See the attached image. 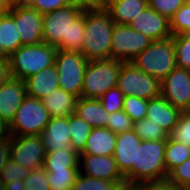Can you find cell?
<instances>
[{
	"label": "cell",
	"mask_w": 190,
	"mask_h": 190,
	"mask_svg": "<svg viewBox=\"0 0 190 190\" xmlns=\"http://www.w3.org/2000/svg\"><path fill=\"white\" fill-rule=\"evenodd\" d=\"M11 77L9 63H0V87Z\"/></svg>",
	"instance_id": "cell-48"
},
{
	"label": "cell",
	"mask_w": 190,
	"mask_h": 190,
	"mask_svg": "<svg viewBox=\"0 0 190 190\" xmlns=\"http://www.w3.org/2000/svg\"><path fill=\"white\" fill-rule=\"evenodd\" d=\"M11 137L10 124L0 117V141H10Z\"/></svg>",
	"instance_id": "cell-47"
},
{
	"label": "cell",
	"mask_w": 190,
	"mask_h": 190,
	"mask_svg": "<svg viewBox=\"0 0 190 190\" xmlns=\"http://www.w3.org/2000/svg\"><path fill=\"white\" fill-rule=\"evenodd\" d=\"M99 100L109 114L123 110L124 94L117 86L109 89Z\"/></svg>",
	"instance_id": "cell-37"
},
{
	"label": "cell",
	"mask_w": 190,
	"mask_h": 190,
	"mask_svg": "<svg viewBox=\"0 0 190 190\" xmlns=\"http://www.w3.org/2000/svg\"><path fill=\"white\" fill-rule=\"evenodd\" d=\"M68 117L51 118L41 134L45 152L71 148Z\"/></svg>",
	"instance_id": "cell-18"
},
{
	"label": "cell",
	"mask_w": 190,
	"mask_h": 190,
	"mask_svg": "<svg viewBox=\"0 0 190 190\" xmlns=\"http://www.w3.org/2000/svg\"><path fill=\"white\" fill-rule=\"evenodd\" d=\"M70 126V143L71 148L79 155L83 152L89 134L92 131V126L86 121L79 118L76 114H72L68 117Z\"/></svg>",
	"instance_id": "cell-27"
},
{
	"label": "cell",
	"mask_w": 190,
	"mask_h": 190,
	"mask_svg": "<svg viewBox=\"0 0 190 190\" xmlns=\"http://www.w3.org/2000/svg\"><path fill=\"white\" fill-rule=\"evenodd\" d=\"M10 159L9 141H0V174Z\"/></svg>",
	"instance_id": "cell-46"
},
{
	"label": "cell",
	"mask_w": 190,
	"mask_h": 190,
	"mask_svg": "<svg viewBox=\"0 0 190 190\" xmlns=\"http://www.w3.org/2000/svg\"><path fill=\"white\" fill-rule=\"evenodd\" d=\"M25 190H51L47 180V172L42 167L31 170V173L23 180Z\"/></svg>",
	"instance_id": "cell-39"
},
{
	"label": "cell",
	"mask_w": 190,
	"mask_h": 190,
	"mask_svg": "<svg viewBox=\"0 0 190 190\" xmlns=\"http://www.w3.org/2000/svg\"><path fill=\"white\" fill-rule=\"evenodd\" d=\"M143 190H181L173 182L168 179L160 181L143 182Z\"/></svg>",
	"instance_id": "cell-44"
},
{
	"label": "cell",
	"mask_w": 190,
	"mask_h": 190,
	"mask_svg": "<svg viewBox=\"0 0 190 190\" xmlns=\"http://www.w3.org/2000/svg\"><path fill=\"white\" fill-rule=\"evenodd\" d=\"M75 114L86 121L92 128H105L109 113L104 109L99 99L80 97L77 101Z\"/></svg>",
	"instance_id": "cell-24"
},
{
	"label": "cell",
	"mask_w": 190,
	"mask_h": 190,
	"mask_svg": "<svg viewBox=\"0 0 190 190\" xmlns=\"http://www.w3.org/2000/svg\"><path fill=\"white\" fill-rule=\"evenodd\" d=\"M82 12V9L70 4L43 14V42L62 50V40H68L70 24Z\"/></svg>",
	"instance_id": "cell-10"
},
{
	"label": "cell",
	"mask_w": 190,
	"mask_h": 190,
	"mask_svg": "<svg viewBox=\"0 0 190 190\" xmlns=\"http://www.w3.org/2000/svg\"><path fill=\"white\" fill-rule=\"evenodd\" d=\"M188 0H147L148 6L169 20Z\"/></svg>",
	"instance_id": "cell-41"
},
{
	"label": "cell",
	"mask_w": 190,
	"mask_h": 190,
	"mask_svg": "<svg viewBox=\"0 0 190 190\" xmlns=\"http://www.w3.org/2000/svg\"><path fill=\"white\" fill-rule=\"evenodd\" d=\"M181 114V110L172 106L162 96L148 100L146 118L160 125L168 134L179 122Z\"/></svg>",
	"instance_id": "cell-19"
},
{
	"label": "cell",
	"mask_w": 190,
	"mask_h": 190,
	"mask_svg": "<svg viewBox=\"0 0 190 190\" xmlns=\"http://www.w3.org/2000/svg\"><path fill=\"white\" fill-rule=\"evenodd\" d=\"M24 0H13V2H23Z\"/></svg>",
	"instance_id": "cell-55"
},
{
	"label": "cell",
	"mask_w": 190,
	"mask_h": 190,
	"mask_svg": "<svg viewBox=\"0 0 190 190\" xmlns=\"http://www.w3.org/2000/svg\"><path fill=\"white\" fill-rule=\"evenodd\" d=\"M131 63L161 82L177 67L174 36L153 41Z\"/></svg>",
	"instance_id": "cell-3"
},
{
	"label": "cell",
	"mask_w": 190,
	"mask_h": 190,
	"mask_svg": "<svg viewBox=\"0 0 190 190\" xmlns=\"http://www.w3.org/2000/svg\"><path fill=\"white\" fill-rule=\"evenodd\" d=\"M56 67L50 66L25 79L27 96L43 99L59 88Z\"/></svg>",
	"instance_id": "cell-21"
},
{
	"label": "cell",
	"mask_w": 190,
	"mask_h": 190,
	"mask_svg": "<svg viewBox=\"0 0 190 190\" xmlns=\"http://www.w3.org/2000/svg\"><path fill=\"white\" fill-rule=\"evenodd\" d=\"M88 62L80 51L57 49L54 65L59 78V88L80 98Z\"/></svg>",
	"instance_id": "cell-6"
},
{
	"label": "cell",
	"mask_w": 190,
	"mask_h": 190,
	"mask_svg": "<svg viewBox=\"0 0 190 190\" xmlns=\"http://www.w3.org/2000/svg\"><path fill=\"white\" fill-rule=\"evenodd\" d=\"M81 165H83V167ZM79 166H81L79 167L80 173L88 177L108 181H125V177L120 172L113 155L80 154Z\"/></svg>",
	"instance_id": "cell-15"
},
{
	"label": "cell",
	"mask_w": 190,
	"mask_h": 190,
	"mask_svg": "<svg viewBox=\"0 0 190 190\" xmlns=\"http://www.w3.org/2000/svg\"><path fill=\"white\" fill-rule=\"evenodd\" d=\"M117 135L108 128H92L86 146L81 154L112 156Z\"/></svg>",
	"instance_id": "cell-23"
},
{
	"label": "cell",
	"mask_w": 190,
	"mask_h": 190,
	"mask_svg": "<svg viewBox=\"0 0 190 190\" xmlns=\"http://www.w3.org/2000/svg\"><path fill=\"white\" fill-rule=\"evenodd\" d=\"M0 46L9 56L23 46L14 19L9 13L0 16Z\"/></svg>",
	"instance_id": "cell-25"
},
{
	"label": "cell",
	"mask_w": 190,
	"mask_h": 190,
	"mask_svg": "<svg viewBox=\"0 0 190 190\" xmlns=\"http://www.w3.org/2000/svg\"><path fill=\"white\" fill-rule=\"evenodd\" d=\"M31 170L23 167L21 164L9 159L4 166L0 177L4 183H11L16 180H24Z\"/></svg>",
	"instance_id": "cell-40"
},
{
	"label": "cell",
	"mask_w": 190,
	"mask_h": 190,
	"mask_svg": "<svg viewBox=\"0 0 190 190\" xmlns=\"http://www.w3.org/2000/svg\"><path fill=\"white\" fill-rule=\"evenodd\" d=\"M79 167V154L72 148L58 149L46 153L43 164L45 170H60Z\"/></svg>",
	"instance_id": "cell-26"
},
{
	"label": "cell",
	"mask_w": 190,
	"mask_h": 190,
	"mask_svg": "<svg viewBox=\"0 0 190 190\" xmlns=\"http://www.w3.org/2000/svg\"><path fill=\"white\" fill-rule=\"evenodd\" d=\"M10 159L30 170L43 167L46 152L41 135H12Z\"/></svg>",
	"instance_id": "cell-12"
},
{
	"label": "cell",
	"mask_w": 190,
	"mask_h": 190,
	"mask_svg": "<svg viewBox=\"0 0 190 190\" xmlns=\"http://www.w3.org/2000/svg\"><path fill=\"white\" fill-rule=\"evenodd\" d=\"M107 119L106 128L116 135L133 130L134 122L123 110L113 112Z\"/></svg>",
	"instance_id": "cell-36"
},
{
	"label": "cell",
	"mask_w": 190,
	"mask_h": 190,
	"mask_svg": "<svg viewBox=\"0 0 190 190\" xmlns=\"http://www.w3.org/2000/svg\"><path fill=\"white\" fill-rule=\"evenodd\" d=\"M177 67L190 70V33L174 36Z\"/></svg>",
	"instance_id": "cell-35"
},
{
	"label": "cell",
	"mask_w": 190,
	"mask_h": 190,
	"mask_svg": "<svg viewBox=\"0 0 190 190\" xmlns=\"http://www.w3.org/2000/svg\"><path fill=\"white\" fill-rule=\"evenodd\" d=\"M161 96L182 112L190 106V70L174 68L161 81Z\"/></svg>",
	"instance_id": "cell-13"
},
{
	"label": "cell",
	"mask_w": 190,
	"mask_h": 190,
	"mask_svg": "<svg viewBox=\"0 0 190 190\" xmlns=\"http://www.w3.org/2000/svg\"><path fill=\"white\" fill-rule=\"evenodd\" d=\"M57 48L44 42L19 47L9 56L11 77L25 80L54 66Z\"/></svg>",
	"instance_id": "cell-2"
},
{
	"label": "cell",
	"mask_w": 190,
	"mask_h": 190,
	"mask_svg": "<svg viewBox=\"0 0 190 190\" xmlns=\"http://www.w3.org/2000/svg\"><path fill=\"white\" fill-rule=\"evenodd\" d=\"M124 63L111 58L89 61L84 73L81 97L99 99L109 89L116 87Z\"/></svg>",
	"instance_id": "cell-4"
},
{
	"label": "cell",
	"mask_w": 190,
	"mask_h": 190,
	"mask_svg": "<svg viewBox=\"0 0 190 190\" xmlns=\"http://www.w3.org/2000/svg\"><path fill=\"white\" fill-rule=\"evenodd\" d=\"M0 190H5V183L2 181L0 177Z\"/></svg>",
	"instance_id": "cell-53"
},
{
	"label": "cell",
	"mask_w": 190,
	"mask_h": 190,
	"mask_svg": "<svg viewBox=\"0 0 190 190\" xmlns=\"http://www.w3.org/2000/svg\"><path fill=\"white\" fill-rule=\"evenodd\" d=\"M26 96L25 82L10 77L0 87V117L10 124Z\"/></svg>",
	"instance_id": "cell-17"
},
{
	"label": "cell",
	"mask_w": 190,
	"mask_h": 190,
	"mask_svg": "<svg viewBox=\"0 0 190 190\" xmlns=\"http://www.w3.org/2000/svg\"><path fill=\"white\" fill-rule=\"evenodd\" d=\"M12 3L13 0H0V16L9 12Z\"/></svg>",
	"instance_id": "cell-50"
},
{
	"label": "cell",
	"mask_w": 190,
	"mask_h": 190,
	"mask_svg": "<svg viewBox=\"0 0 190 190\" xmlns=\"http://www.w3.org/2000/svg\"><path fill=\"white\" fill-rule=\"evenodd\" d=\"M0 63H9V55L0 46Z\"/></svg>",
	"instance_id": "cell-52"
},
{
	"label": "cell",
	"mask_w": 190,
	"mask_h": 190,
	"mask_svg": "<svg viewBox=\"0 0 190 190\" xmlns=\"http://www.w3.org/2000/svg\"><path fill=\"white\" fill-rule=\"evenodd\" d=\"M169 137L177 142L190 147V113L182 112L179 122L169 134Z\"/></svg>",
	"instance_id": "cell-38"
},
{
	"label": "cell",
	"mask_w": 190,
	"mask_h": 190,
	"mask_svg": "<svg viewBox=\"0 0 190 190\" xmlns=\"http://www.w3.org/2000/svg\"><path fill=\"white\" fill-rule=\"evenodd\" d=\"M165 148L166 140H144L137 146L136 183L167 179Z\"/></svg>",
	"instance_id": "cell-5"
},
{
	"label": "cell",
	"mask_w": 190,
	"mask_h": 190,
	"mask_svg": "<svg viewBox=\"0 0 190 190\" xmlns=\"http://www.w3.org/2000/svg\"><path fill=\"white\" fill-rule=\"evenodd\" d=\"M129 26L143 33L153 41L172 36L170 31V20L166 16L160 15L149 6L135 17Z\"/></svg>",
	"instance_id": "cell-16"
},
{
	"label": "cell",
	"mask_w": 190,
	"mask_h": 190,
	"mask_svg": "<svg viewBox=\"0 0 190 190\" xmlns=\"http://www.w3.org/2000/svg\"><path fill=\"white\" fill-rule=\"evenodd\" d=\"M23 2L41 14L52 12L71 4L70 0H24Z\"/></svg>",
	"instance_id": "cell-43"
},
{
	"label": "cell",
	"mask_w": 190,
	"mask_h": 190,
	"mask_svg": "<svg viewBox=\"0 0 190 190\" xmlns=\"http://www.w3.org/2000/svg\"><path fill=\"white\" fill-rule=\"evenodd\" d=\"M71 5L82 10H97L104 8L105 0H70Z\"/></svg>",
	"instance_id": "cell-45"
},
{
	"label": "cell",
	"mask_w": 190,
	"mask_h": 190,
	"mask_svg": "<svg viewBox=\"0 0 190 190\" xmlns=\"http://www.w3.org/2000/svg\"><path fill=\"white\" fill-rule=\"evenodd\" d=\"M79 97L57 88L50 95L42 99L44 107L48 110L51 118L69 117L75 114Z\"/></svg>",
	"instance_id": "cell-22"
},
{
	"label": "cell",
	"mask_w": 190,
	"mask_h": 190,
	"mask_svg": "<svg viewBox=\"0 0 190 190\" xmlns=\"http://www.w3.org/2000/svg\"><path fill=\"white\" fill-rule=\"evenodd\" d=\"M152 42V39L129 25L115 24L111 37L110 58L125 63L131 62Z\"/></svg>",
	"instance_id": "cell-9"
},
{
	"label": "cell",
	"mask_w": 190,
	"mask_h": 190,
	"mask_svg": "<svg viewBox=\"0 0 190 190\" xmlns=\"http://www.w3.org/2000/svg\"><path fill=\"white\" fill-rule=\"evenodd\" d=\"M167 179L180 188L190 185V158L173 168L168 173Z\"/></svg>",
	"instance_id": "cell-42"
},
{
	"label": "cell",
	"mask_w": 190,
	"mask_h": 190,
	"mask_svg": "<svg viewBox=\"0 0 190 190\" xmlns=\"http://www.w3.org/2000/svg\"><path fill=\"white\" fill-rule=\"evenodd\" d=\"M122 190H143V182L142 183H128V182H126L123 185Z\"/></svg>",
	"instance_id": "cell-51"
},
{
	"label": "cell",
	"mask_w": 190,
	"mask_h": 190,
	"mask_svg": "<svg viewBox=\"0 0 190 190\" xmlns=\"http://www.w3.org/2000/svg\"><path fill=\"white\" fill-rule=\"evenodd\" d=\"M172 36L190 33V0L170 18Z\"/></svg>",
	"instance_id": "cell-33"
},
{
	"label": "cell",
	"mask_w": 190,
	"mask_h": 190,
	"mask_svg": "<svg viewBox=\"0 0 190 190\" xmlns=\"http://www.w3.org/2000/svg\"><path fill=\"white\" fill-rule=\"evenodd\" d=\"M148 100L136 96H124L123 111L133 122L146 118Z\"/></svg>",
	"instance_id": "cell-34"
},
{
	"label": "cell",
	"mask_w": 190,
	"mask_h": 190,
	"mask_svg": "<svg viewBox=\"0 0 190 190\" xmlns=\"http://www.w3.org/2000/svg\"><path fill=\"white\" fill-rule=\"evenodd\" d=\"M85 10L70 24L68 40H62V50L81 51L84 42Z\"/></svg>",
	"instance_id": "cell-31"
},
{
	"label": "cell",
	"mask_w": 190,
	"mask_h": 190,
	"mask_svg": "<svg viewBox=\"0 0 190 190\" xmlns=\"http://www.w3.org/2000/svg\"><path fill=\"white\" fill-rule=\"evenodd\" d=\"M188 158H190V147L168 137L165 148V166L167 173L176 166L181 165Z\"/></svg>",
	"instance_id": "cell-28"
},
{
	"label": "cell",
	"mask_w": 190,
	"mask_h": 190,
	"mask_svg": "<svg viewBox=\"0 0 190 190\" xmlns=\"http://www.w3.org/2000/svg\"><path fill=\"white\" fill-rule=\"evenodd\" d=\"M147 7V0H105L104 5L114 24L120 25H129Z\"/></svg>",
	"instance_id": "cell-20"
},
{
	"label": "cell",
	"mask_w": 190,
	"mask_h": 190,
	"mask_svg": "<svg viewBox=\"0 0 190 190\" xmlns=\"http://www.w3.org/2000/svg\"><path fill=\"white\" fill-rule=\"evenodd\" d=\"M5 190H25L23 180L12 181L11 183H5Z\"/></svg>",
	"instance_id": "cell-49"
},
{
	"label": "cell",
	"mask_w": 190,
	"mask_h": 190,
	"mask_svg": "<svg viewBox=\"0 0 190 190\" xmlns=\"http://www.w3.org/2000/svg\"><path fill=\"white\" fill-rule=\"evenodd\" d=\"M116 86L124 96H136L146 100L161 96V82L136 68L131 62L123 64Z\"/></svg>",
	"instance_id": "cell-8"
},
{
	"label": "cell",
	"mask_w": 190,
	"mask_h": 190,
	"mask_svg": "<svg viewBox=\"0 0 190 190\" xmlns=\"http://www.w3.org/2000/svg\"><path fill=\"white\" fill-rule=\"evenodd\" d=\"M80 168H65L60 170H46L47 180L51 190H71Z\"/></svg>",
	"instance_id": "cell-29"
},
{
	"label": "cell",
	"mask_w": 190,
	"mask_h": 190,
	"mask_svg": "<svg viewBox=\"0 0 190 190\" xmlns=\"http://www.w3.org/2000/svg\"><path fill=\"white\" fill-rule=\"evenodd\" d=\"M51 116L41 99L26 96L10 123L12 135H41Z\"/></svg>",
	"instance_id": "cell-7"
},
{
	"label": "cell",
	"mask_w": 190,
	"mask_h": 190,
	"mask_svg": "<svg viewBox=\"0 0 190 190\" xmlns=\"http://www.w3.org/2000/svg\"><path fill=\"white\" fill-rule=\"evenodd\" d=\"M126 181H108L79 173L71 190H122Z\"/></svg>",
	"instance_id": "cell-30"
},
{
	"label": "cell",
	"mask_w": 190,
	"mask_h": 190,
	"mask_svg": "<svg viewBox=\"0 0 190 190\" xmlns=\"http://www.w3.org/2000/svg\"><path fill=\"white\" fill-rule=\"evenodd\" d=\"M141 142L142 140L134 130L117 135L113 156L120 172L128 183H136L137 146H140Z\"/></svg>",
	"instance_id": "cell-14"
},
{
	"label": "cell",
	"mask_w": 190,
	"mask_h": 190,
	"mask_svg": "<svg viewBox=\"0 0 190 190\" xmlns=\"http://www.w3.org/2000/svg\"><path fill=\"white\" fill-rule=\"evenodd\" d=\"M8 13L14 19L23 46L43 42V14L25 2H13Z\"/></svg>",
	"instance_id": "cell-11"
},
{
	"label": "cell",
	"mask_w": 190,
	"mask_h": 190,
	"mask_svg": "<svg viewBox=\"0 0 190 190\" xmlns=\"http://www.w3.org/2000/svg\"><path fill=\"white\" fill-rule=\"evenodd\" d=\"M114 25L104 8L85 10L84 42L80 52L88 61L110 59Z\"/></svg>",
	"instance_id": "cell-1"
},
{
	"label": "cell",
	"mask_w": 190,
	"mask_h": 190,
	"mask_svg": "<svg viewBox=\"0 0 190 190\" xmlns=\"http://www.w3.org/2000/svg\"><path fill=\"white\" fill-rule=\"evenodd\" d=\"M133 130L142 141L167 140L169 137V134L160 125L148 118L134 122Z\"/></svg>",
	"instance_id": "cell-32"
},
{
	"label": "cell",
	"mask_w": 190,
	"mask_h": 190,
	"mask_svg": "<svg viewBox=\"0 0 190 190\" xmlns=\"http://www.w3.org/2000/svg\"><path fill=\"white\" fill-rule=\"evenodd\" d=\"M181 190H190V185L184 186L182 188H180Z\"/></svg>",
	"instance_id": "cell-54"
}]
</instances>
